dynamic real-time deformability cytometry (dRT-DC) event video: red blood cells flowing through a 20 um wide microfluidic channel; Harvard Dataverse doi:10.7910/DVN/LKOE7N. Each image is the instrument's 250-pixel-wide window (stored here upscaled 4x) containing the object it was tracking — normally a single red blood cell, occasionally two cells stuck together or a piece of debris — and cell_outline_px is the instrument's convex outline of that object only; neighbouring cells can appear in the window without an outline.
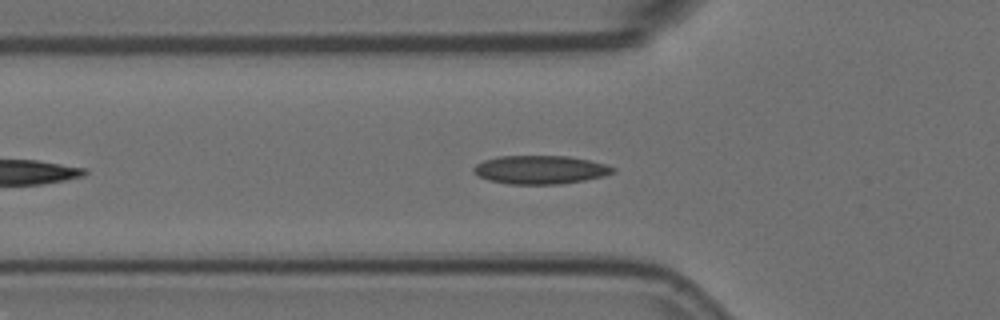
{"species": "Egyptian fruit bat (a non-hibernating species)", "species_latin": "Rousettus aegyptiacus", "temperature_condition": "room temperature", "stored_images_in_passage": 23, "camera_frame_rate_fps": 3000, "um_per_image_px": 0.085, "animal": {"sex": "female"}, "frame": {"image": 1, "passage_image": 8, "time_ms": 2.333, "image_size_px": [1000, 320], "cell_outline_px": [[616, 172], [604, 176], [584, 180], [560, 184], [508, 184], [488, 180], [472, 172], [472, 168], [476, 164], [484, 160], [496, 156], [568, 156], [588, 160], [604, 164], [616, 168]], "centroid_in_image_um": [45.91, 14.43], "position_along_channel_um": 79.9, "area_um2": 23.18}}
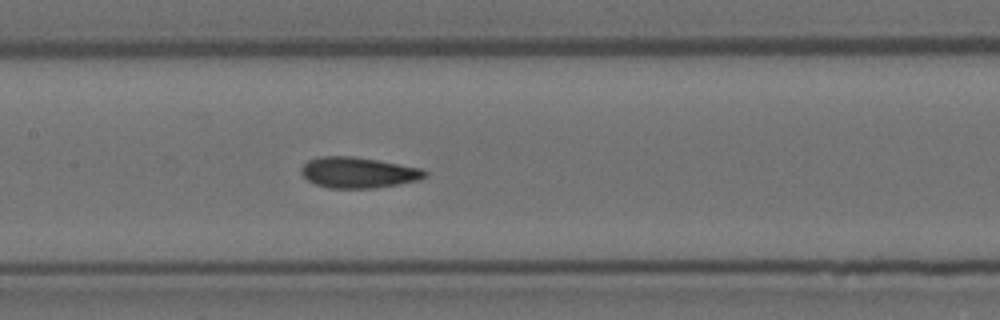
{"frame": {"image": 2, "passage_image": 16, "time_ms": 5.0, "image_size_px": [1000, 320], "cell_outline_px": [[428, 172], [420, 180], [376, 188], [328, 188], [316, 184], [308, 180], [300, 172], [300, 168], [308, 160], [320, 156], [356, 156], [424, 168]], "centroid_in_image_um": [30.47, 14.66], "position_along_channel_um": 176.9, "area_um2": 22.43}}
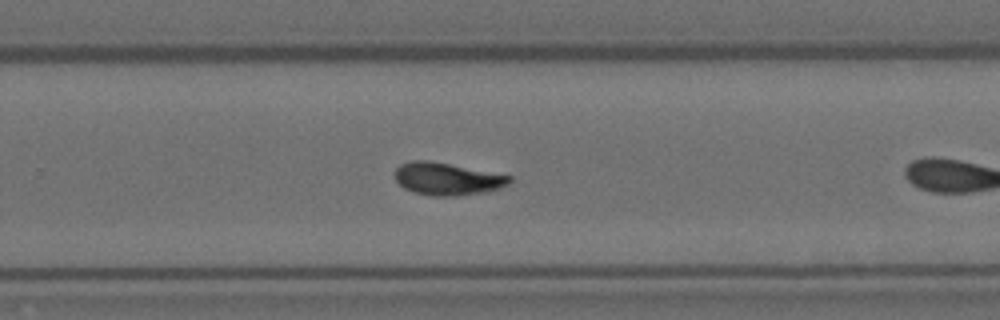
{"frame": {"image": 3, "passage_image": 22, "time_ms": 7.0, "image_size_px": [1000, 320], "cell_outline_px": [[512, 180], [508, 184], [500, 188], [484, 192], [456, 196], [432, 196], [416, 192], [404, 188], [396, 180], [392, 172], [400, 164], [412, 160], [428, 160], [512, 176]], "centroid_in_image_um": [37.98, 15.2], "position_along_channel_um": 291.8, "area_um2": 21.62}}